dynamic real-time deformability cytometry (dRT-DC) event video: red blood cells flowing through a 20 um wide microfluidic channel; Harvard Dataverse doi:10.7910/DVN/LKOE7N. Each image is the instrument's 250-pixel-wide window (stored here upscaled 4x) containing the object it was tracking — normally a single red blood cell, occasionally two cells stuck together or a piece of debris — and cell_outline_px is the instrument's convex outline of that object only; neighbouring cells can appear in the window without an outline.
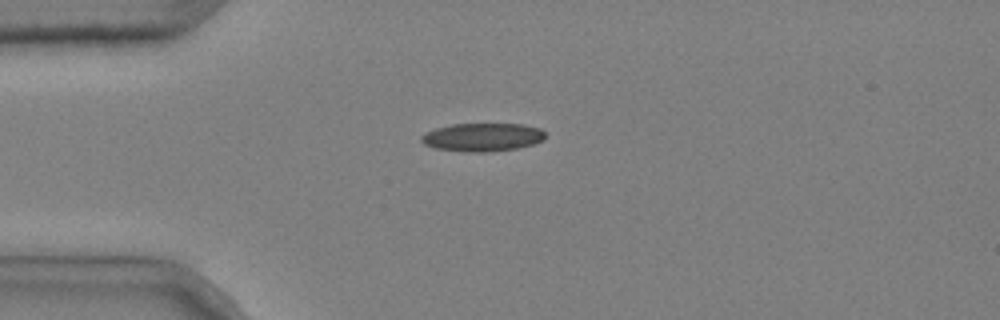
{"species": "common noctule bat (a hibernating species)", "species_latin": "Nyctalus noctula", "temperature_condition": "cold", "stored_images_in_passage": 3, "camera_frame_rate_fps": 3000, "um_per_image_px": 0.085, "animal": {"sex": "male", "body_mass_g": 20.4}, "frame": {"image": 1, "passage_image": 1, "time_ms": 0.0, "image_size_px": [1000, 320], "cell_outline_px": [[544, 140], [536, 144], [516, 148], [488, 152], [464, 152], [432, 148], [424, 144], [420, 140], [420, 136], [424, 132], [436, 128], [452, 124], [524, 124], [540, 128], [544, 132]], "centroid_in_image_um": [40.98, 11.66], "position_along_channel_um": 44.0, "area_um2": 20.69}}
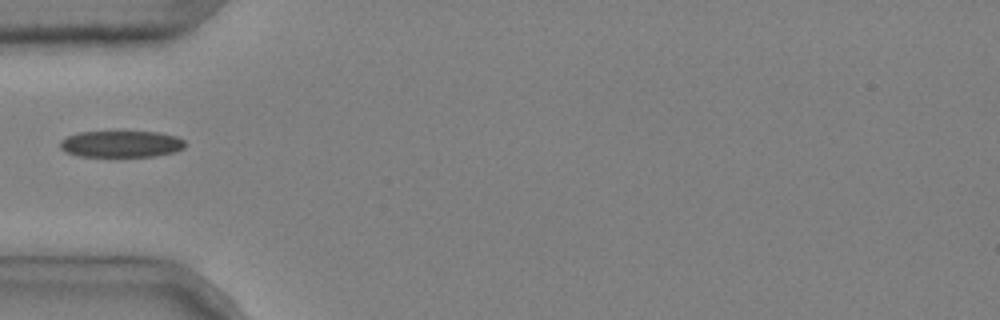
{"frame": {"image": 2, "passage_image": 2, "time_ms": 0.333, "image_size_px": [1000, 320], "cell_outline_px": [[184, 148], [176, 152], [156, 156], [80, 156], [64, 152], [60, 148], [60, 140], [76, 132], [156, 132], [176, 136], [184, 140]], "centroid_in_image_um": [10.29, 12.24], "position_along_channel_um": 74.7, "area_um2": 19.36}}